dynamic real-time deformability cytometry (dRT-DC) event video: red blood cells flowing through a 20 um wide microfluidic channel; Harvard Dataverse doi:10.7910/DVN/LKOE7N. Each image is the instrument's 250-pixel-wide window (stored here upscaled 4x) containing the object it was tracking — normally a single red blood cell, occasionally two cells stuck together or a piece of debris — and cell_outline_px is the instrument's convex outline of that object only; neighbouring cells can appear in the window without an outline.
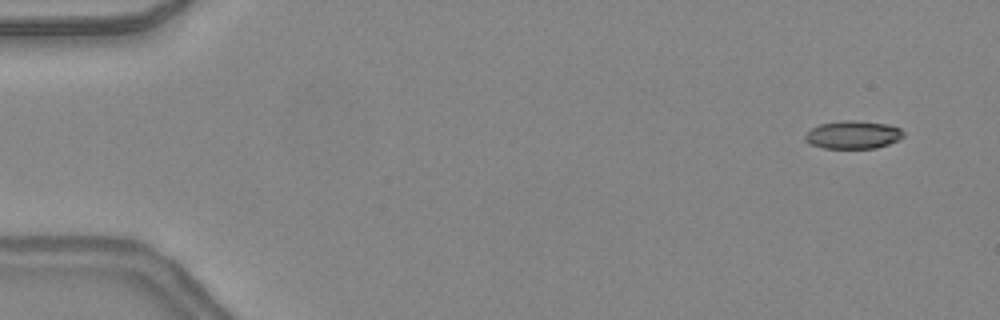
{"species": "common noctule bat (a hibernating species)", "species_latin": "Nyctalus noctula", "temperature_condition": "warm", "stored_images_in_passage": 38, "camera_frame_rate_fps": 3000, "um_per_image_px": 0.085, "animal": {"sex": "female", "body_mass_g": 24.6, "forearm_length_mm": 56.2}, "frame": {"image": 1, "passage_image": 1, "time_ms": 0.0, "image_size_px": [1000, 320], "cell_outline_px": [[904, 136], [900, 140], [876, 148], [824, 148], [808, 144], [804, 140], [804, 136], [812, 128], [820, 124], [844, 120], [852, 120], [888, 124], [900, 128], [904, 132]], "centroid_in_image_um": [72.51, 11.46], "position_along_channel_um": 12.5, "area_um2": 16.13}}
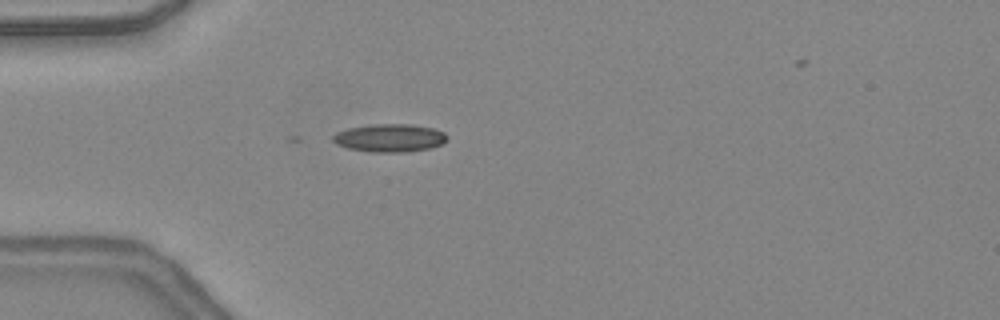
{"frame": {"image": 2, "passage_image": 12, "time_ms": 3.667, "image_size_px": [1000, 320], "cell_outline_px": [[448, 140], [444, 144], [428, 148], [408, 152], [372, 152], [348, 148], [336, 144], [332, 140], [332, 136], [336, 132], [348, 128], [376, 124], [412, 124], [432, 128], [444, 132], [448, 136]], "centroid_in_image_um": [33.14, 11.72], "position_along_channel_um": 51.9, "area_um2": 18.73}}
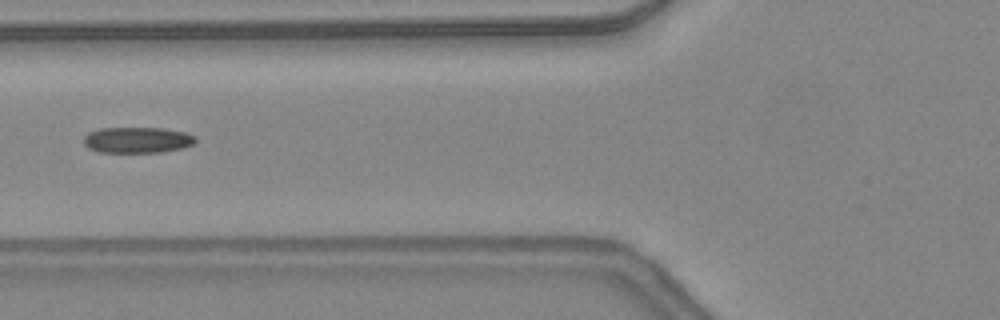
{"frame": {"image": 3, "passage_image": 17, "time_ms": 5.333, "image_size_px": [1000, 320], "cell_outline_px": [[196, 140], [192, 144], [184, 148], [164, 152], [100, 152], [88, 148], [84, 144], [84, 136], [88, 132], [100, 128], [164, 128], [184, 132], [196, 136]], "centroid_in_image_um": [11.68, 11.9], "position_along_channel_um": 114.1, "area_um2": 16.99}, "authors_computed_cell_mechanics": {"area_um2": 16.9932, "velocity_mm_per_s": 4.414, "shape_relaxation_time_tau1_ms": null, "shape_relaxation_time_tau2_ms": 2.4316, "deformation_change_tau1": null, "deformation_change_tau2": 0.0998}}